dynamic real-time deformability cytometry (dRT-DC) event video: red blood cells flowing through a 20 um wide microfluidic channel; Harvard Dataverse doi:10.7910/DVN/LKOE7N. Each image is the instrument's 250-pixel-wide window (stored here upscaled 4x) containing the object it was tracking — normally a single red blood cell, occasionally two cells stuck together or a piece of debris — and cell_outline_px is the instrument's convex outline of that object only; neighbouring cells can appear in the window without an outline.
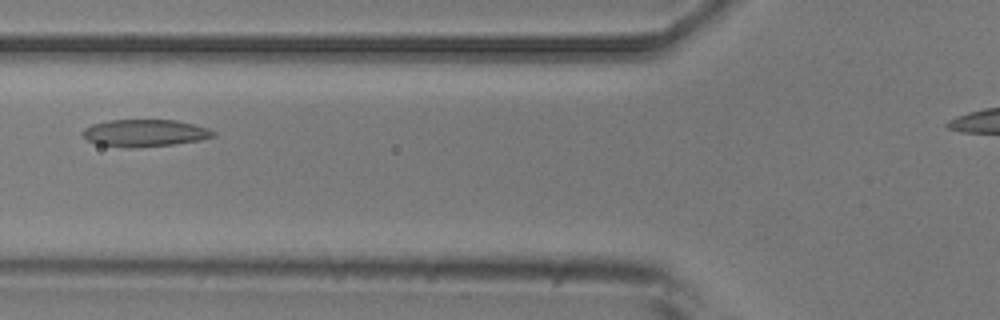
{"species": "common noctule bat (a hibernating species)", "species_latin": "Nyctalus noctula", "temperature_condition": "room temperature", "stored_images_in_passage": 7, "segment_of_instrument_passage": [1, 2], "camera_frame_rate_fps": 3000, "um_per_image_px": 0.085, "animal": {"sex": "male", "body_mass_g": 20.5, "forearm_length_mm": 52.5}, "frame": {"image": 1, "passage_image": 2, "time_ms": 1.333, "image_size_px": [1000, 320], "cell_outline_px": [[216, 136], [200, 140], [172, 144], [136, 148], [132, 148], [96, 144], [80, 136], [84, 128], [92, 124], [108, 120], [176, 120], [208, 128], [216, 132]], "centroid_in_image_um": [12.28, 11.31], "position_along_channel_um": 113.5, "area_um2": 20.75}}
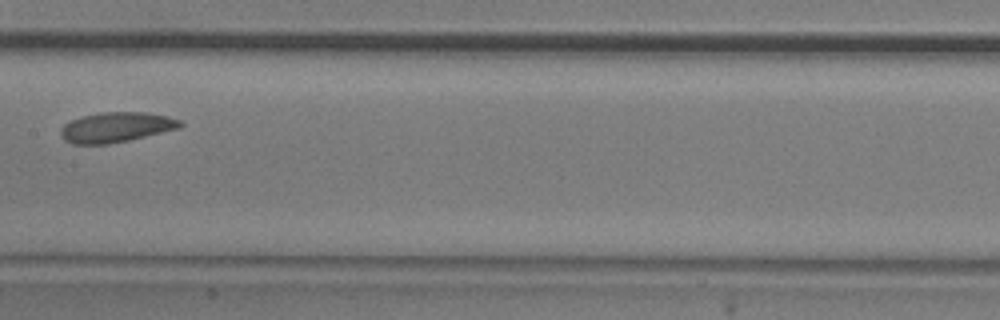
{"frame": {"image": 2, "passage_image": 4, "time_ms": 3.667, "image_size_px": [1000, 320], "cell_outline_px": [[184, 124], [180, 128], [128, 140], [108, 144], [72, 144], [64, 140], [60, 136], [60, 128], [64, 124], [80, 116], [100, 112], [144, 112], [168, 116], [180, 120]], "centroid_in_image_um": [9.85, 10.81], "position_along_channel_um": 197.6, "area_um2": 21.04}}
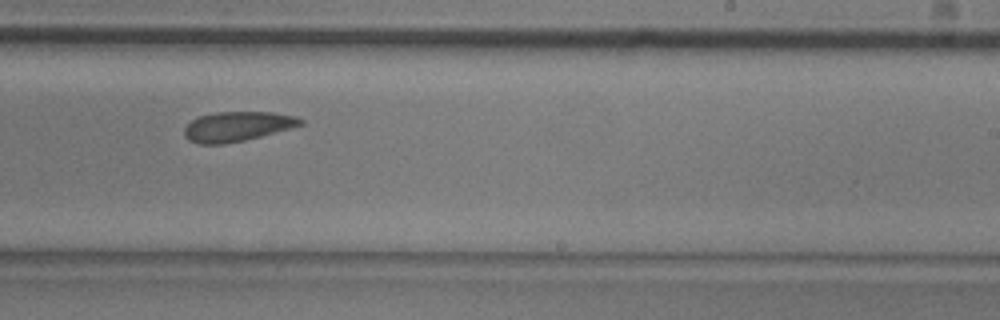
{"frame": {"image": 3, "passage_image": 6, "time_ms": 5.667, "image_size_px": [1000, 320], "cell_outline_px": [[304, 124], [292, 128], [244, 140], [224, 144], [196, 144], [188, 140], [184, 136], [184, 128], [192, 120], [200, 116], [216, 112], [272, 112], [296, 116], [304, 120]], "centroid_in_image_um": [20.17, 10.75], "position_along_channel_um": 268.8, "area_um2": 20.17}}